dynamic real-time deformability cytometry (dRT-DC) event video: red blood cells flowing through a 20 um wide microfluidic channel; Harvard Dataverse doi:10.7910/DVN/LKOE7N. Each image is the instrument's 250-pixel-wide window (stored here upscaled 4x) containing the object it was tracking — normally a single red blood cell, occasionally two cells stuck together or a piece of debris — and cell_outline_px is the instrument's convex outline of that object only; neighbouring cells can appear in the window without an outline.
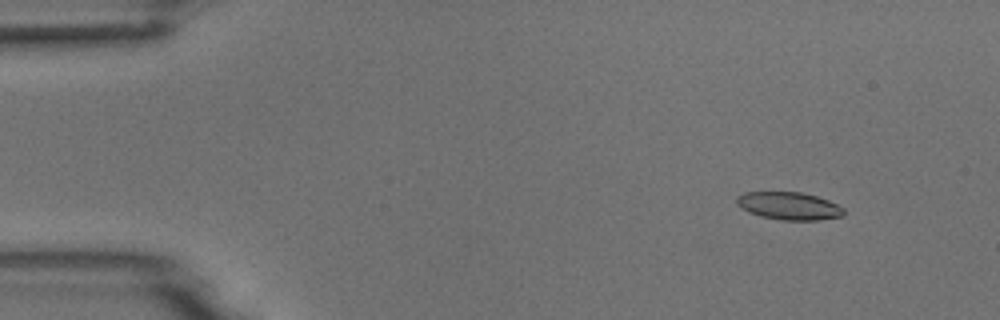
{"species": "common noctule bat (a hibernating species)", "species_latin": "Nyctalus noctula", "temperature_condition": "room temperature", "stored_images_in_passage": 7, "camera_frame_rate_fps": 3000, "um_per_image_px": 0.085, "animal": {"sex": "male", "body_mass_g": 18.8}, "frame": {"image": 1, "passage_image": 2, "time_ms": 1.0, "image_size_px": [1000, 320], "cell_outline_px": [[844, 216], [820, 220], [780, 220], [760, 216], [748, 212], [736, 204], [736, 196], [744, 192], [800, 192], [816, 196], [828, 200], [844, 208]], "centroid_in_image_um": [67.05, 17.51], "position_along_channel_um": 17.9, "area_um2": 17.4}}